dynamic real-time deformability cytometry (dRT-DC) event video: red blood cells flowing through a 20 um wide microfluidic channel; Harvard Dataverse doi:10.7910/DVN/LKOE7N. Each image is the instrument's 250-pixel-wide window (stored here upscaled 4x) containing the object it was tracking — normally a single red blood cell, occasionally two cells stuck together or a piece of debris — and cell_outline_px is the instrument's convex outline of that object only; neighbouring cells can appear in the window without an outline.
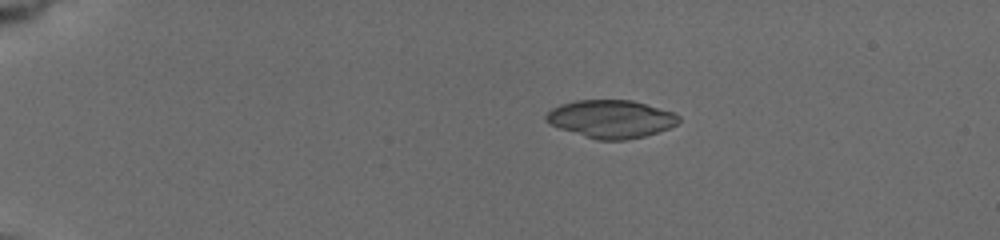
{"species": "common noctule bat (a hibernating species)", "species_latin": "Nyctalus noctula", "temperature_condition": "cold", "stored_images_in_passage": 112, "camera_frame_rate_fps": 3000, "um_per_image_px": 0.085, "animal": {"sex": "female", "body_mass_g": 19.5, "forearm_length_mm": 54.1}, "frame": {"image": 1, "passage_image": 33, "time_ms": 4.0, "image_size_px": [1000, 240], "cell_outline_px": [[680, 120], [676, 124], [668, 128], [644, 136], [624, 140], [596, 140], [548, 124], [544, 120], [544, 116], [552, 108], [560, 104], [576, 100], [632, 100], [672, 112], [680, 116]], "centroid_in_image_um": [51.89, 10.11], "position_along_channel_um": 33.1, "area_um2": 29.19}}